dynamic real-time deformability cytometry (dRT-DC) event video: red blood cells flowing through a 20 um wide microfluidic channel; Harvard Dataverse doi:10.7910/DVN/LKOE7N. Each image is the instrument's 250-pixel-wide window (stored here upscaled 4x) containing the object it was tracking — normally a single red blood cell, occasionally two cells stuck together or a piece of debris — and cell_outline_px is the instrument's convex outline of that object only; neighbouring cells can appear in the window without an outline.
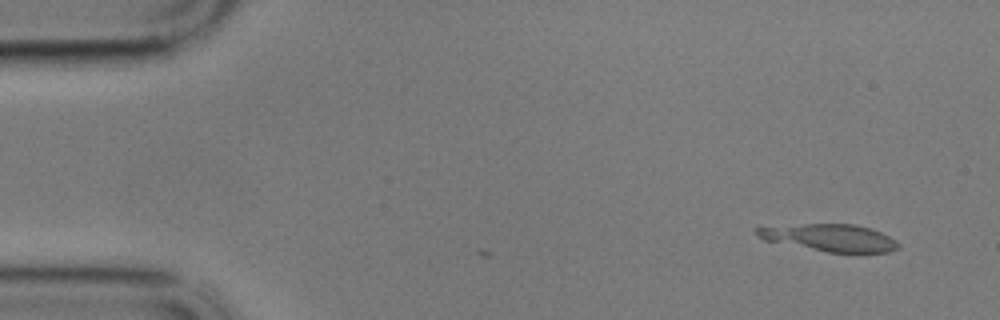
{"species": "common noctule bat (a hibernating species)", "species_latin": "Nyctalus noctula", "temperature_condition": "cold", "stored_images_in_passage": 2, "camera_frame_rate_fps": 3000, "um_per_image_px": 0.085, "animal": {"sex": "male", "body_mass_g": 17.9}, "frame": {"image": 1, "passage_image": 2, "time_ms": 0.333, "image_size_px": [1000, 320], "cell_outline_px": [[900, 248], [888, 252], [828, 252], [764, 240], [752, 228], [804, 224], [856, 224], [880, 232], [896, 240], [900, 244]], "centroid_in_image_um": [70.57, 20.21], "position_along_channel_um": 14.4, "area_um2": 22.08}}